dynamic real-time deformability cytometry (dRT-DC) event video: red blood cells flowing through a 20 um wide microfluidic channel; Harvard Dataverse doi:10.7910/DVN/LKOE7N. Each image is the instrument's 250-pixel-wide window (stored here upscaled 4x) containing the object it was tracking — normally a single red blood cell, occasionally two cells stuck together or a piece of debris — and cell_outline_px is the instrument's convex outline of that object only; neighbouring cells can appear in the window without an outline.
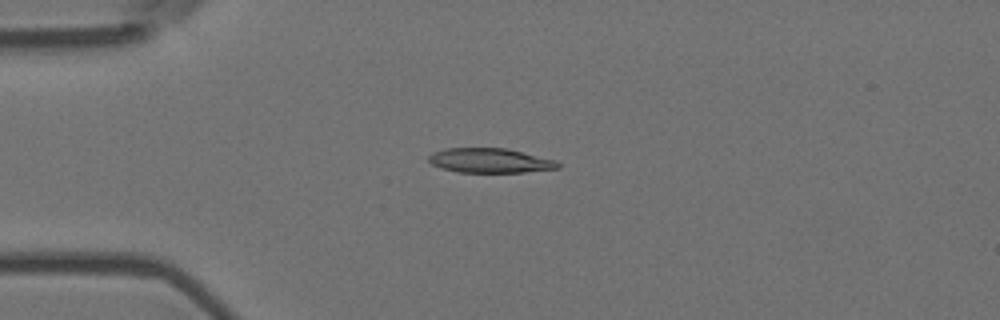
{"species": "Egyptian fruit bat (a non-hibernating species)", "species_latin": "Rousettus aegyptiacus", "temperature_condition": "room temperature", "stored_images_in_passage": 7, "camera_frame_rate_fps": 3000, "um_per_image_px": 0.085, "animal": {"sex": "female"}, "frame": {"image": 1, "passage_image": 3, "time_ms": 0.667, "image_size_px": [1000, 320], "cell_outline_px": [[560, 168], [524, 172], [460, 172], [440, 168], [432, 164], [428, 160], [428, 156], [432, 152], [444, 148], [508, 148], [556, 160], [560, 164]], "centroid_in_image_um": [41.64, 13.64], "position_along_channel_um": 43.4, "area_um2": 18.61}}
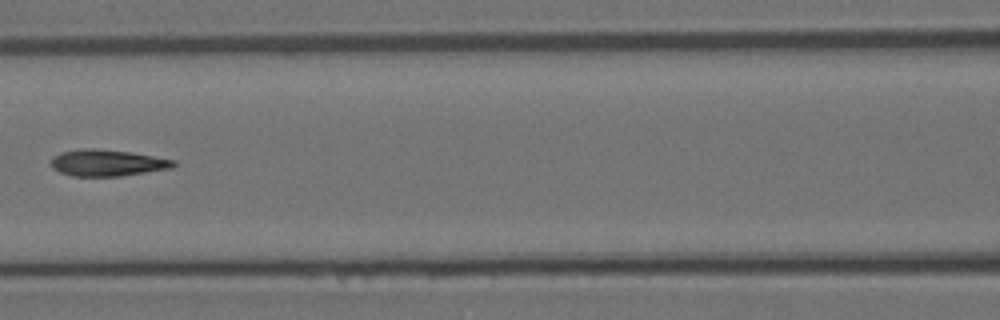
{"frame": {"image": 2, "passage_image": 6, "time_ms": 1.667, "image_size_px": [1000, 320], "cell_outline_px": [[176, 164], [172, 168], [120, 176], [72, 176], [60, 172], [52, 168], [48, 164], [52, 156], [60, 152], [84, 148], [96, 148], [132, 152], [176, 160]], "centroid_in_image_um": [9.08, 13.83], "position_along_channel_um": 157.5, "area_um2": 19.19}}
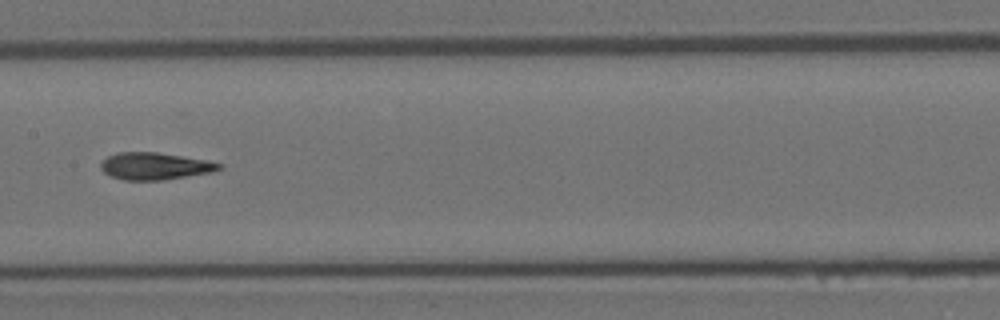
{"frame": {"image": 3, "passage_image": 7, "time_ms": 2.0, "image_size_px": [1000, 320], "cell_outline_px": [[224, 168], [212, 172], [164, 180], [124, 180], [112, 176], [104, 172], [100, 168], [100, 164], [108, 156], [120, 152], [156, 152], [204, 160], [224, 164]], "centroid_in_image_um": [13.18, 14.13], "position_along_channel_um": 194.2, "area_um2": 18.55}}